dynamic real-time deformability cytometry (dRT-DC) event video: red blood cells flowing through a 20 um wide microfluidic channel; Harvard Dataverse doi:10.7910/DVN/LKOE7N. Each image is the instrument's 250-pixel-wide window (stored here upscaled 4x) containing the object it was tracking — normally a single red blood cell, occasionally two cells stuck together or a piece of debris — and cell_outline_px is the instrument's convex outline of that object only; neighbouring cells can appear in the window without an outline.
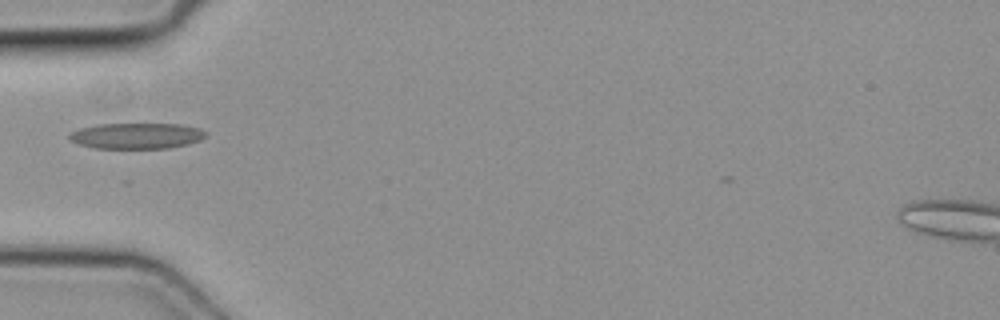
{"species": "common noctule bat (a hibernating species)", "species_latin": "Nyctalus noctula", "temperature_condition": "cold", "stored_images_in_passage": 5, "camera_frame_rate_fps": 3000, "um_per_image_px": 0.085, "animal": {"sex": "female", "body_mass_g": 19.3, "forearm_length_mm": 54.1}, "frame": {"image": 1, "passage_image": 4, "time_ms": 1.0, "image_size_px": [1000, 320], "cell_outline_px": [[208, 132], [200, 140], [188, 144], [168, 148], [96, 148], [80, 144], [72, 140], [68, 136], [72, 132], [80, 128], [96, 124], [180, 124], [200, 128]], "centroid_in_image_um": [11.65, 11.54], "position_along_channel_um": 73.4, "area_um2": 20.4}}
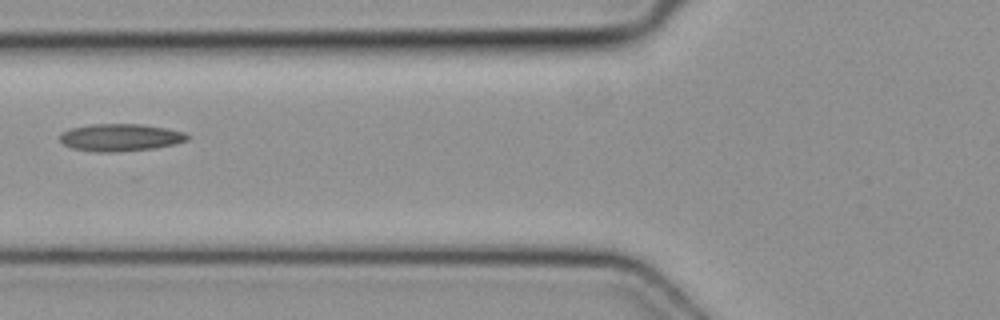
{"frame": {"image": 2, "passage_image": 5, "time_ms": 1.333, "image_size_px": [1000, 320], "cell_outline_px": [[192, 136], [188, 140], [176, 144], [152, 148], [112, 152], [96, 152], [72, 148], [64, 144], [60, 140], [60, 132], [72, 128], [92, 124], [140, 124], [168, 128], [184, 132]], "centroid_in_image_um": [10.26, 11.68], "position_along_channel_um": 115.5, "area_um2": 20.35}}